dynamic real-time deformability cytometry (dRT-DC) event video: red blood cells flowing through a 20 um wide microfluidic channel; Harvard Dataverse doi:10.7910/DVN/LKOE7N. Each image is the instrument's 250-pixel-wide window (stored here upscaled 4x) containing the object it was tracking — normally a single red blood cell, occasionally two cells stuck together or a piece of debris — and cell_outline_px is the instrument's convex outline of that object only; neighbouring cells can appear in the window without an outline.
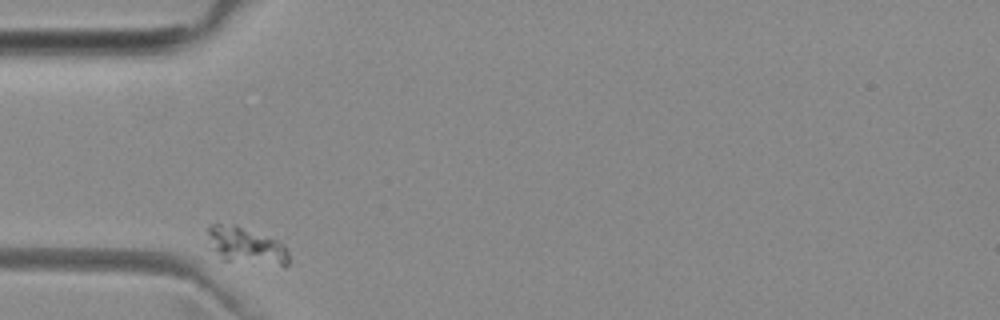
{"species": "common noctule bat (a hibernating species)", "species_latin": "Nyctalus noctula", "temperature_condition": "room temperature", "stored_images_in_passage": 2, "camera_frame_rate_fps": 3000, "um_per_image_px": 0.085, "animal": {"sex": "female", "body_mass_g": 29.2, "forearm_length_mm": 56.3}, "frame": {"image": 1, "passage_image": 1, "time_ms": 0.0, "image_size_px": [1000, 320], "cell_outline_px": [[288, 264], [284, 268], [220, 260], [212, 248], [208, 232], [208, 228], [212, 224], [236, 224], [268, 236], [284, 244], [288, 252]], "centroid_in_image_um": [20.97, 20.93], "position_along_channel_um": 64.0, "area_um2": 17.92}}